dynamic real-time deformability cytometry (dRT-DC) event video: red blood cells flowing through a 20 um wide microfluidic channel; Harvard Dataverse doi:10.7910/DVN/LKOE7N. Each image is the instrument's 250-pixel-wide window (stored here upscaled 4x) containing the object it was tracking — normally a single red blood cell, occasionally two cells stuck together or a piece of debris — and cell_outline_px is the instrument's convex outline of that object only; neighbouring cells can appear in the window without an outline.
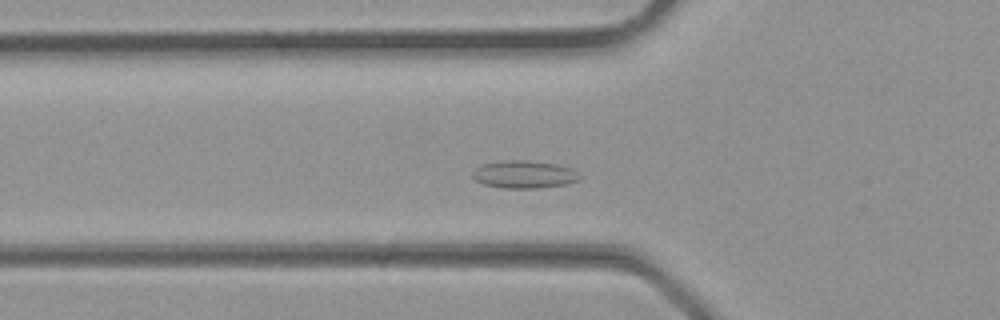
{"species": "common noctule bat (a hibernating species)", "species_latin": "Nyctalus noctula", "temperature_condition": "room temperature", "stored_images_in_passage": 26, "camera_frame_rate_fps": 3000, "um_per_image_px": 0.085, "animal": {"sex": "male", "body_mass_g": 23.1, "forearm_length_mm": 52.7}, "frame": {"image": 1, "passage_image": 8, "time_ms": 2.333, "image_size_px": [1000, 320], "cell_outline_px": [[580, 180], [564, 184], [536, 188], [504, 188], [484, 184], [476, 180], [472, 176], [472, 172], [476, 168], [484, 164], [500, 160], [528, 160], [556, 164], [572, 168], [580, 176]], "centroid_in_image_um": [44.54, 14.81], "position_along_channel_um": 81.3, "area_um2": 17.17}}
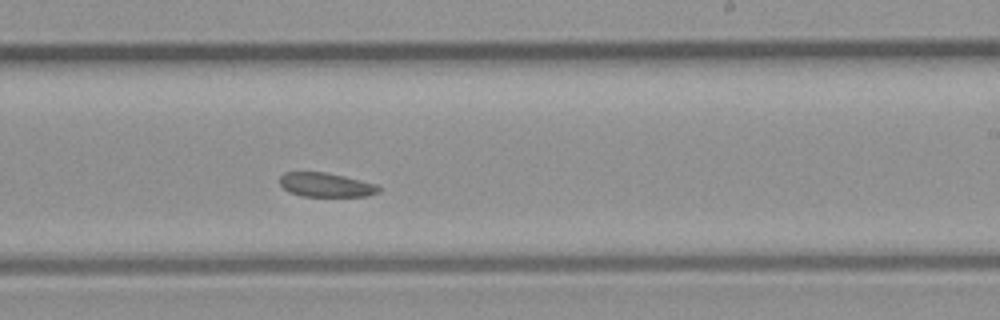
{"frame": {"image": 2, "passage_image": 17, "time_ms": 5.333, "image_size_px": [1000, 320], "cell_outline_px": [[380, 192], [368, 196], [300, 196], [288, 192], [280, 184], [280, 176], [284, 172], [324, 172], [344, 176], [376, 184], [380, 188]], "centroid_in_image_um": [27.69, 15.72], "position_along_channel_um": 261.3, "area_um2": 13.93}}
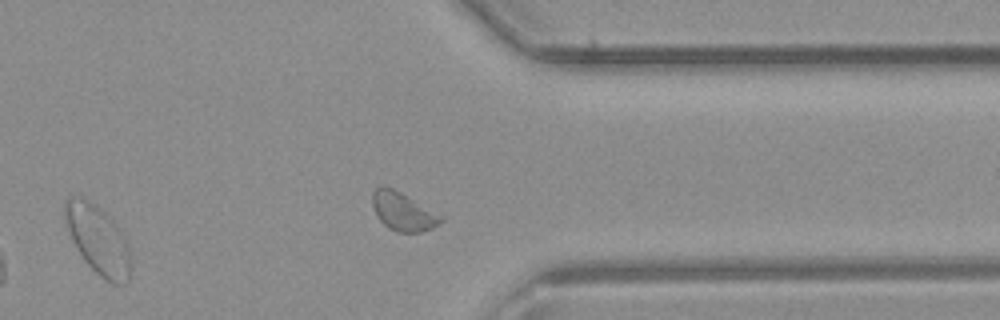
{"frame": {"image": 3, "passage_image": 23, "time_ms": 7.333, "image_size_px": [1000, 320], "cell_outline_px": [[132, 272], [128, 284], [112, 284], [104, 280], [84, 260], [76, 248], [72, 240], [64, 220], [64, 200], [68, 196], [80, 196], [96, 204], [116, 224], [128, 244], [132, 264]], "centroid_in_image_um": [8.35, 20.41], "position_along_channel_um": 403.1, "area_um2": 26.82}}